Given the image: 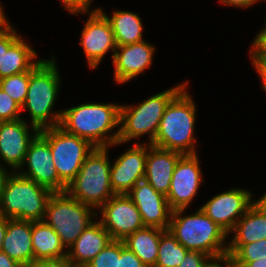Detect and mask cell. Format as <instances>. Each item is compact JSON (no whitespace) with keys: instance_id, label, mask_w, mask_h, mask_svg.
I'll use <instances>...</instances> for the list:
<instances>
[{"instance_id":"obj_20","label":"cell","mask_w":266,"mask_h":267,"mask_svg":"<svg viewBox=\"0 0 266 267\" xmlns=\"http://www.w3.org/2000/svg\"><path fill=\"white\" fill-rule=\"evenodd\" d=\"M112 240L100 221L93 222L70 246L67 259L74 267H85Z\"/></svg>"},{"instance_id":"obj_34","label":"cell","mask_w":266,"mask_h":267,"mask_svg":"<svg viewBox=\"0 0 266 267\" xmlns=\"http://www.w3.org/2000/svg\"><path fill=\"white\" fill-rule=\"evenodd\" d=\"M117 267H147L125 244L120 241V257Z\"/></svg>"},{"instance_id":"obj_11","label":"cell","mask_w":266,"mask_h":267,"mask_svg":"<svg viewBox=\"0 0 266 267\" xmlns=\"http://www.w3.org/2000/svg\"><path fill=\"white\" fill-rule=\"evenodd\" d=\"M24 162L28 165L27 173H20L32 179L52 193L66 191V185L59 179L49 142L38 133L30 142Z\"/></svg>"},{"instance_id":"obj_26","label":"cell","mask_w":266,"mask_h":267,"mask_svg":"<svg viewBox=\"0 0 266 267\" xmlns=\"http://www.w3.org/2000/svg\"><path fill=\"white\" fill-rule=\"evenodd\" d=\"M113 33L116 46L129 45L144 41L142 39V23L137 14L128 11H116L108 17Z\"/></svg>"},{"instance_id":"obj_15","label":"cell","mask_w":266,"mask_h":267,"mask_svg":"<svg viewBox=\"0 0 266 267\" xmlns=\"http://www.w3.org/2000/svg\"><path fill=\"white\" fill-rule=\"evenodd\" d=\"M127 195L139 210L145 226L168 229L172 210L165 195L157 192L145 179L139 181Z\"/></svg>"},{"instance_id":"obj_14","label":"cell","mask_w":266,"mask_h":267,"mask_svg":"<svg viewBox=\"0 0 266 267\" xmlns=\"http://www.w3.org/2000/svg\"><path fill=\"white\" fill-rule=\"evenodd\" d=\"M81 41L85 56L90 68H96L104 55L116 50V43L111 24L102 9H95L90 13L89 19L81 33Z\"/></svg>"},{"instance_id":"obj_35","label":"cell","mask_w":266,"mask_h":267,"mask_svg":"<svg viewBox=\"0 0 266 267\" xmlns=\"http://www.w3.org/2000/svg\"><path fill=\"white\" fill-rule=\"evenodd\" d=\"M27 267H74L67 258L34 260Z\"/></svg>"},{"instance_id":"obj_32","label":"cell","mask_w":266,"mask_h":267,"mask_svg":"<svg viewBox=\"0 0 266 267\" xmlns=\"http://www.w3.org/2000/svg\"><path fill=\"white\" fill-rule=\"evenodd\" d=\"M19 38L20 36L17 35L16 31L12 29L9 23L0 25V68L4 50H8Z\"/></svg>"},{"instance_id":"obj_27","label":"cell","mask_w":266,"mask_h":267,"mask_svg":"<svg viewBox=\"0 0 266 267\" xmlns=\"http://www.w3.org/2000/svg\"><path fill=\"white\" fill-rule=\"evenodd\" d=\"M187 252L188 250L165 230L160 235L155 267H179Z\"/></svg>"},{"instance_id":"obj_42","label":"cell","mask_w":266,"mask_h":267,"mask_svg":"<svg viewBox=\"0 0 266 267\" xmlns=\"http://www.w3.org/2000/svg\"><path fill=\"white\" fill-rule=\"evenodd\" d=\"M7 230V218L0 216V251L3 244V239Z\"/></svg>"},{"instance_id":"obj_17","label":"cell","mask_w":266,"mask_h":267,"mask_svg":"<svg viewBox=\"0 0 266 267\" xmlns=\"http://www.w3.org/2000/svg\"><path fill=\"white\" fill-rule=\"evenodd\" d=\"M154 48L145 41L117 46L112 55L117 83H125L144 72L152 63Z\"/></svg>"},{"instance_id":"obj_38","label":"cell","mask_w":266,"mask_h":267,"mask_svg":"<svg viewBox=\"0 0 266 267\" xmlns=\"http://www.w3.org/2000/svg\"><path fill=\"white\" fill-rule=\"evenodd\" d=\"M0 267H23L14 259H11L6 253L0 251Z\"/></svg>"},{"instance_id":"obj_7","label":"cell","mask_w":266,"mask_h":267,"mask_svg":"<svg viewBox=\"0 0 266 267\" xmlns=\"http://www.w3.org/2000/svg\"><path fill=\"white\" fill-rule=\"evenodd\" d=\"M187 83L158 93L136 107L121 106L120 124L123 125L119 129L118 142L121 144L149 132V142L152 144L166 106Z\"/></svg>"},{"instance_id":"obj_9","label":"cell","mask_w":266,"mask_h":267,"mask_svg":"<svg viewBox=\"0 0 266 267\" xmlns=\"http://www.w3.org/2000/svg\"><path fill=\"white\" fill-rule=\"evenodd\" d=\"M39 133L49 142L59 179L68 186L95 147L87 140L66 132L60 126L45 128Z\"/></svg>"},{"instance_id":"obj_46","label":"cell","mask_w":266,"mask_h":267,"mask_svg":"<svg viewBox=\"0 0 266 267\" xmlns=\"http://www.w3.org/2000/svg\"><path fill=\"white\" fill-rule=\"evenodd\" d=\"M254 203L257 204L263 211H266V193L261 199Z\"/></svg>"},{"instance_id":"obj_19","label":"cell","mask_w":266,"mask_h":267,"mask_svg":"<svg viewBox=\"0 0 266 267\" xmlns=\"http://www.w3.org/2000/svg\"><path fill=\"white\" fill-rule=\"evenodd\" d=\"M144 179L159 193L167 196L174 167L181 153L148 144ZM150 148V149H149Z\"/></svg>"},{"instance_id":"obj_47","label":"cell","mask_w":266,"mask_h":267,"mask_svg":"<svg viewBox=\"0 0 266 267\" xmlns=\"http://www.w3.org/2000/svg\"><path fill=\"white\" fill-rule=\"evenodd\" d=\"M5 24H8V22L4 16L2 7L0 6V25H5Z\"/></svg>"},{"instance_id":"obj_37","label":"cell","mask_w":266,"mask_h":267,"mask_svg":"<svg viewBox=\"0 0 266 267\" xmlns=\"http://www.w3.org/2000/svg\"><path fill=\"white\" fill-rule=\"evenodd\" d=\"M253 42V49L250 50V55H266V27L259 32Z\"/></svg>"},{"instance_id":"obj_6","label":"cell","mask_w":266,"mask_h":267,"mask_svg":"<svg viewBox=\"0 0 266 267\" xmlns=\"http://www.w3.org/2000/svg\"><path fill=\"white\" fill-rule=\"evenodd\" d=\"M107 156V148H95L66 187V192L79 202L96 208L113 197L115 193L110 184L111 164Z\"/></svg>"},{"instance_id":"obj_2","label":"cell","mask_w":266,"mask_h":267,"mask_svg":"<svg viewBox=\"0 0 266 267\" xmlns=\"http://www.w3.org/2000/svg\"><path fill=\"white\" fill-rule=\"evenodd\" d=\"M185 209L173 210L168 231L188 251H198L212 257L213 260L227 258L224 241L228 235L209 218L200 208L195 214L181 217Z\"/></svg>"},{"instance_id":"obj_45","label":"cell","mask_w":266,"mask_h":267,"mask_svg":"<svg viewBox=\"0 0 266 267\" xmlns=\"http://www.w3.org/2000/svg\"><path fill=\"white\" fill-rule=\"evenodd\" d=\"M251 58L258 61L266 69V55H251Z\"/></svg>"},{"instance_id":"obj_16","label":"cell","mask_w":266,"mask_h":267,"mask_svg":"<svg viewBox=\"0 0 266 267\" xmlns=\"http://www.w3.org/2000/svg\"><path fill=\"white\" fill-rule=\"evenodd\" d=\"M148 145H138L123 153L111 166L110 184L115 194H127L144 180Z\"/></svg>"},{"instance_id":"obj_18","label":"cell","mask_w":266,"mask_h":267,"mask_svg":"<svg viewBox=\"0 0 266 267\" xmlns=\"http://www.w3.org/2000/svg\"><path fill=\"white\" fill-rule=\"evenodd\" d=\"M29 127L22 119L0 122V157L13 169L22 167L30 142Z\"/></svg>"},{"instance_id":"obj_25","label":"cell","mask_w":266,"mask_h":267,"mask_svg":"<svg viewBox=\"0 0 266 267\" xmlns=\"http://www.w3.org/2000/svg\"><path fill=\"white\" fill-rule=\"evenodd\" d=\"M34 57H37L34 50L20 37L8 50H4L0 79L31 71L39 63V60L32 61Z\"/></svg>"},{"instance_id":"obj_13","label":"cell","mask_w":266,"mask_h":267,"mask_svg":"<svg viewBox=\"0 0 266 267\" xmlns=\"http://www.w3.org/2000/svg\"><path fill=\"white\" fill-rule=\"evenodd\" d=\"M251 197L247 190L231 189L214 196L201 209L228 234L253 204Z\"/></svg>"},{"instance_id":"obj_31","label":"cell","mask_w":266,"mask_h":267,"mask_svg":"<svg viewBox=\"0 0 266 267\" xmlns=\"http://www.w3.org/2000/svg\"><path fill=\"white\" fill-rule=\"evenodd\" d=\"M22 107L0 87V122L21 119Z\"/></svg>"},{"instance_id":"obj_1","label":"cell","mask_w":266,"mask_h":267,"mask_svg":"<svg viewBox=\"0 0 266 267\" xmlns=\"http://www.w3.org/2000/svg\"><path fill=\"white\" fill-rule=\"evenodd\" d=\"M120 107L115 104L88 103L62 112L60 127L87 140L95 148L119 144V130L108 137L109 131L120 124Z\"/></svg>"},{"instance_id":"obj_4","label":"cell","mask_w":266,"mask_h":267,"mask_svg":"<svg viewBox=\"0 0 266 267\" xmlns=\"http://www.w3.org/2000/svg\"><path fill=\"white\" fill-rule=\"evenodd\" d=\"M39 60V63L29 71V85L23 109H28L31 115L33 133L59 126L62 112L52 114L51 109L59 89V71L54 59ZM51 116V118L49 117ZM52 119L47 122V120Z\"/></svg>"},{"instance_id":"obj_10","label":"cell","mask_w":266,"mask_h":267,"mask_svg":"<svg viewBox=\"0 0 266 267\" xmlns=\"http://www.w3.org/2000/svg\"><path fill=\"white\" fill-rule=\"evenodd\" d=\"M100 208V222L113 240L123 241L145 227L139 210L127 194H115Z\"/></svg>"},{"instance_id":"obj_39","label":"cell","mask_w":266,"mask_h":267,"mask_svg":"<svg viewBox=\"0 0 266 267\" xmlns=\"http://www.w3.org/2000/svg\"><path fill=\"white\" fill-rule=\"evenodd\" d=\"M221 3L223 4H227V5H234L237 7H250L251 5H253L255 2H257L258 0H220Z\"/></svg>"},{"instance_id":"obj_30","label":"cell","mask_w":266,"mask_h":267,"mask_svg":"<svg viewBox=\"0 0 266 267\" xmlns=\"http://www.w3.org/2000/svg\"><path fill=\"white\" fill-rule=\"evenodd\" d=\"M120 257V241L112 240L85 267H117Z\"/></svg>"},{"instance_id":"obj_23","label":"cell","mask_w":266,"mask_h":267,"mask_svg":"<svg viewBox=\"0 0 266 267\" xmlns=\"http://www.w3.org/2000/svg\"><path fill=\"white\" fill-rule=\"evenodd\" d=\"M31 238L35 260L67 258L58 234L46 223V219L32 222Z\"/></svg>"},{"instance_id":"obj_44","label":"cell","mask_w":266,"mask_h":267,"mask_svg":"<svg viewBox=\"0 0 266 267\" xmlns=\"http://www.w3.org/2000/svg\"><path fill=\"white\" fill-rule=\"evenodd\" d=\"M245 267H266V257L251 261Z\"/></svg>"},{"instance_id":"obj_5","label":"cell","mask_w":266,"mask_h":267,"mask_svg":"<svg viewBox=\"0 0 266 267\" xmlns=\"http://www.w3.org/2000/svg\"><path fill=\"white\" fill-rule=\"evenodd\" d=\"M14 174L12 172L5 183L0 200V216L32 222L44 220L52 192L32 179Z\"/></svg>"},{"instance_id":"obj_21","label":"cell","mask_w":266,"mask_h":267,"mask_svg":"<svg viewBox=\"0 0 266 267\" xmlns=\"http://www.w3.org/2000/svg\"><path fill=\"white\" fill-rule=\"evenodd\" d=\"M31 234L32 221L7 218L1 251L23 267L29 266L35 260Z\"/></svg>"},{"instance_id":"obj_36","label":"cell","mask_w":266,"mask_h":267,"mask_svg":"<svg viewBox=\"0 0 266 267\" xmlns=\"http://www.w3.org/2000/svg\"><path fill=\"white\" fill-rule=\"evenodd\" d=\"M64 3L65 9L71 13L85 12L88 13L90 2L92 0H61Z\"/></svg>"},{"instance_id":"obj_28","label":"cell","mask_w":266,"mask_h":267,"mask_svg":"<svg viewBox=\"0 0 266 267\" xmlns=\"http://www.w3.org/2000/svg\"><path fill=\"white\" fill-rule=\"evenodd\" d=\"M28 85L29 71L0 79V87L21 107L25 103Z\"/></svg>"},{"instance_id":"obj_41","label":"cell","mask_w":266,"mask_h":267,"mask_svg":"<svg viewBox=\"0 0 266 267\" xmlns=\"http://www.w3.org/2000/svg\"><path fill=\"white\" fill-rule=\"evenodd\" d=\"M7 170L3 169V167L0 165V200L2 197V193L4 191L5 183L7 181V178L10 176L6 172Z\"/></svg>"},{"instance_id":"obj_43","label":"cell","mask_w":266,"mask_h":267,"mask_svg":"<svg viewBox=\"0 0 266 267\" xmlns=\"http://www.w3.org/2000/svg\"><path fill=\"white\" fill-rule=\"evenodd\" d=\"M225 262L224 267H235L234 263L229 258H224L222 260H217V262L213 261L209 267H223L218 262Z\"/></svg>"},{"instance_id":"obj_8","label":"cell","mask_w":266,"mask_h":267,"mask_svg":"<svg viewBox=\"0 0 266 267\" xmlns=\"http://www.w3.org/2000/svg\"><path fill=\"white\" fill-rule=\"evenodd\" d=\"M64 192L52 193L46 205L44 218L46 223L58 234L64 247H69L81 233L94 221L90 213L91 206L81 203Z\"/></svg>"},{"instance_id":"obj_3","label":"cell","mask_w":266,"mask_h":267,"mask_svg":"<svg viewBox=\"0 0 266 267\" xmlns=\"http://www.w3.org/2000/svg\"><path fill=\"white\" fill-rule=\"evenodd\" d=\"M184 86L166 106L156 137L151 145L179 152L196 154L194 143L195 105Z\"/></svg>"},{"instance_id":"obj_24","label":"cell","mask_w":266,"mask_h":267,"mask_svg":"<svg viewBox=\"0 0 266 267\" xmlns=\"http://www.w3.org/2000/svg\"><path fill=\"white\" fill-rule=\"evenodd\" d=\"M164 231L161 228L145 226L129 235L123 242L147 267H155L160 235Z\"/></svg>"},{"instance_id":"obj_40","label":"cell","mask_w":266,"mask_h":267,"mask_svg":"<svg viewBox=\"0 0 266 267\" xmlns=\"http://www.w3.org/2000/svg\"><path fill=\"white\" fill-rule=\"evenodd\" d=\"M253 65L256 67V70L258 74L260 75L262 81H263V90L266 92V69L256 60L252 58Z\"/></svg>"},{"instance_id":"obj_29","label":"cell","mask_w":266,"mask_h":267,"mask_svg":"<svg viewBox=\"0 0 266 267\" xmlns=\"http://www.w3.org/2000/svg\"><path fill=\"white\" fill-rule=\"evenodd\" d=\"M266 257V239L243 244L229 259L235 267H245L249 262Z\"/></svg>"},{"instance_id":"obj_33","label":"cell","mask_w":266,"mask_h":267,"mask_svg":"<svg viewBox=\"0 0 266 267\" xmlns=\"http://www.w3.org/2000/svg\"><path fill=\"white\" fill-rule=\"evenodd\" d=\"M212 262L213 258L207 254L198 251H188L179 267H209Z\"/></svg>"},{"instance_id":"obj_22","label":"cell","mask_w":266,"mask_h":267,"mask_svg":"<svg viewBox=\"0 0 266 267\" xmlns=\"http://www.w3.org/2000/svg\"><path fill=\"white\" fill-rule=\"evenodd\" d=\"M232 231L236 234L227 245V258H230L243 244L266 239V211L253 203Z\"/></svg>"},{"instance_id":"obj_12","label":"cell","mask_w":266,"mask_h":267,"mask_svg":"<svg viewBox=\"0 0 266 267\" xmlns=\"http://www.w3.org/2000/svg\"><path fill=\"white\" fill-rule=\"evenodd\" d=\"M197 154L182 155L177 161L171 179L167 200L170 209H185L195 197L201 182Z\"/></svg>"}]
</instances>
